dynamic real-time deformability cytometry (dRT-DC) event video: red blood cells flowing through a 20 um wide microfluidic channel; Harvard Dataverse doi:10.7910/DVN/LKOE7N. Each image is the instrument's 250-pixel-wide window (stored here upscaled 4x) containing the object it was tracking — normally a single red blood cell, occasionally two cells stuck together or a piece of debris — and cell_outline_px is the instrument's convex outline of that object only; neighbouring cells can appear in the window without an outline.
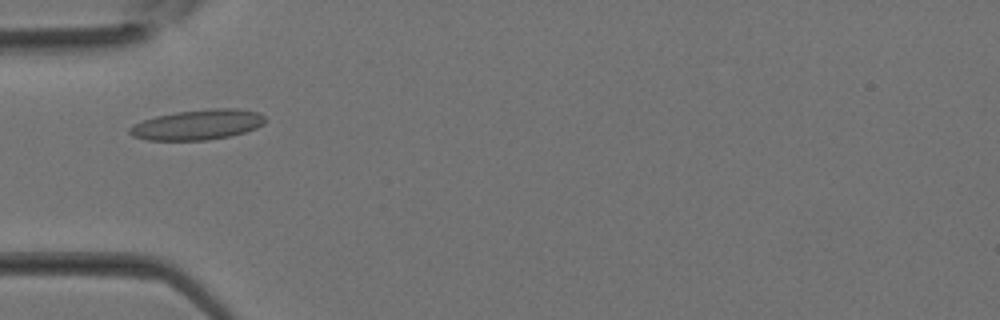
{"species": "Egyptian fruit bat (a non-hibernating species)", "species_latin": "Rousettus aegyptiacus", "temperature_condition": "room temperature", "stored_images_in_passage": 32, "camera_frame_rate_fps": 3000, "um_per_image_px": 0.085, "animal": {"sex": "female"}, "frame": {"image": 1, "passage_image": 9, "time_ms": 2.667, "image_size_px": [1000, 320], "cell_outline_px": [[264, 124], [256, 128], [232, 136], [208, 140], [148, 140], [132, 136], [128, 132], [128, 128], [132, 124], [156, 116], [176, 112], [212, 108], [236, 108], [260, 112], [264, 116]], "centroid_in_image_um": [16.8, 10.6], "position_along_channel_um": 68.2, "area_um2": 23.99}}
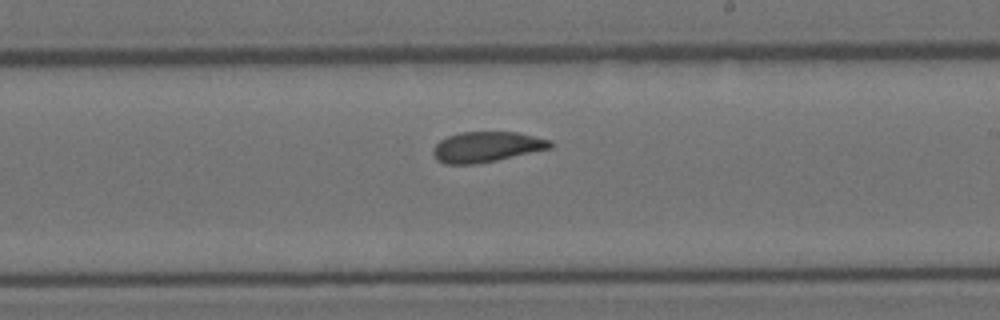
{"frame": {"image": 2, "passage_image": 18, "time_ms": 5.667, "image_size_px": [1000, 320], "cell_outline_px": [[552, 148], [496, 160], [476, 164], [444, 164], [436, 160], [432, 152], [432, 148], [440, 140], [448, 136], [460, 132], [516, 132], [552, 140]], "centroid_in_image_um": [41.33, 12.49], "position_along_channel_um": 247.7, "area_um2": 20.81}}
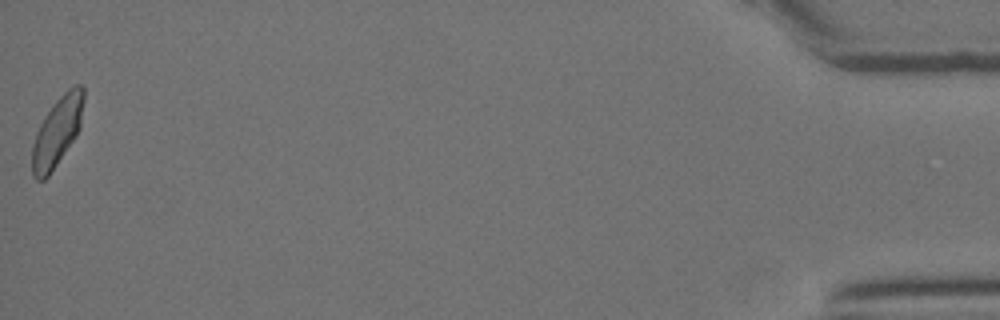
{"frame": {"image": 3, "passage_image": 32, "time_ms": 10.333, "image_size_px": [1000, 320], "cell_outline_px": [[84, 100], [80, 128], [76, 136], [48, 176], [44, 180], [36, 180], [32, 176], [32, 144], [36, 132], [44, 116], [52, 104], [72, 84], [80, 84], [84, 88]], "centroid_in_image_um": [4.86, 11.15], "position_along_channel_um": 430.3, "area_um2": 20.92}}